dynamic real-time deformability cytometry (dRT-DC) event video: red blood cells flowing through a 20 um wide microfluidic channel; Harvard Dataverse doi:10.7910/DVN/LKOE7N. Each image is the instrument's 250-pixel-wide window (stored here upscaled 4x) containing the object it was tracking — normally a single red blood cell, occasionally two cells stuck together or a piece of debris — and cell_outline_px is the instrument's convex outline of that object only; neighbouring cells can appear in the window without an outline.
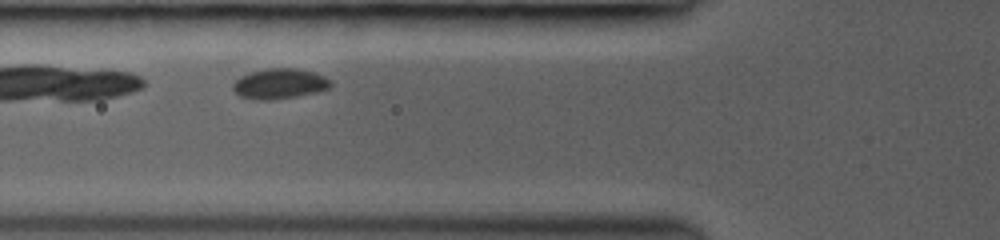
{"species": "common noctule bat (a hibernating species)", "species_latin": "Nyctalus noctula", "temperature_condition": "room temperature", "stored_images_in_passage": 5, "camera_frame_rate_fps": 3000, "um_per_image_px": 0.085, "animal": {"sex": "female", "body_mass_g": 19.0, "forearm_length_mm": 53.3}, "frame": {"image": 1, "passage_image": 4, "time_ms": 1.333, "image_size_px": [1000, 240], "cell_outline_px": [[332, 84], [328, 88], [316, 92], [296, 96], [272, 100], [252, 100], [240, 96], [232, 88], [232, 84], [240, 76], [252, 72], [268, 68], [296, 68], [312, 72], [324, 76], [332, 80]], "centroid_in_image_um": [23.75, 7.12], "position_along_channel_um": 102.1, "area_um2": 17.22}}
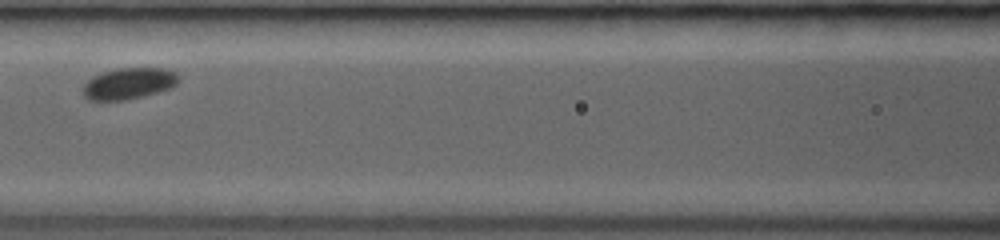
{"frame": {"image": 2, "passage_image": 5, "time_ms": 2.667, "image_size_px": [1000, 240], "cell_outline_px": [[180, 80], [172, 88], [144, 96], [128, 100], [88, 100], [84, 96], [84, 84], [92, 76], [104, 72], [120, 68], [164, 68], [176, 72], [180, 76]], "centroid_in_image_um": [10.99, 7.1], "position_along_channel_um": 155.6, "area_um2": 17.57}}